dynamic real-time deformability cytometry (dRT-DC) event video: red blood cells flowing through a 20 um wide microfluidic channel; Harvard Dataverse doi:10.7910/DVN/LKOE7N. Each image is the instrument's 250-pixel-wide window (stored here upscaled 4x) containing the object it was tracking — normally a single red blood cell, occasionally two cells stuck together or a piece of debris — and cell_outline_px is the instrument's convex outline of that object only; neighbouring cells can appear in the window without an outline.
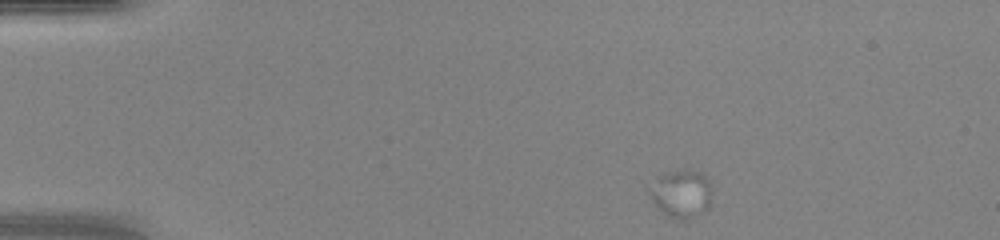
{"species": "human", "species_latin": "Homo sapiens", "temperature_condition": "warm", "stored_images_in_passage": 10, "camera_frame_rate_fps": 3000, "um_per_image_px": 0.085, "donor": {"sex": "female"}, "frame": {"image": 1, "passage_image": 1, "time_ms": 0.0, "image_size_px": [1000, 240], "cell_outline_px": [[712, 192], [708, 208], [704, 212], [688, 220], [680, 220], [668, 216], [652, 200], [648, 192], [648, 188], [656, 176], [668, 172], [684, 168], [704, 172], [708, 180]], "centroid_in_image_um": [57.93, 16.43], "position_along_channel_um": 27.1, "area_um2": 17.86}}